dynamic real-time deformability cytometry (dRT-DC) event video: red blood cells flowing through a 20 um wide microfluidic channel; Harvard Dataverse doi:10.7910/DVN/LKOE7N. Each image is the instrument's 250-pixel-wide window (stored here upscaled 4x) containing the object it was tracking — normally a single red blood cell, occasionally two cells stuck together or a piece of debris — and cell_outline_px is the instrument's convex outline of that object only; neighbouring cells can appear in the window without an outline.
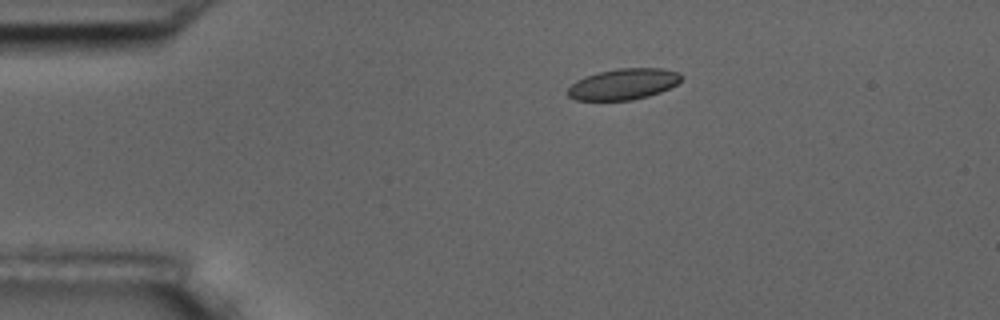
{"species": "common noctule bat (a hibernating species)", "species_latin": "Nyctalus noctula", "temperature_condition": "room temperature", "stored_images_in_passage": 15, "camera_frame_rate_fps": 3000, "um_per_image_px": 0.085, "animal": {"sex": "male", "body_mass_g": 17.5, "forearm_length_mm": 52.3}, "frame": {"image": 1, "passage_image": 3, "time_ms": 3.0, "image_size_px": [1000, 320], "cell_outline_px": [[684, 76], [676, 84], [660, 92], [648, 96], [632, 100], [576, 100], [568, 96], [568, 88], [576, 80], [584, 76], [596, 72], [620, 68], [664, 68], [680, 72]], "centroid_in_image_um": [53.0, 7.14], "position_along_channel_um": 32.0, "area_um2": 20.63}}
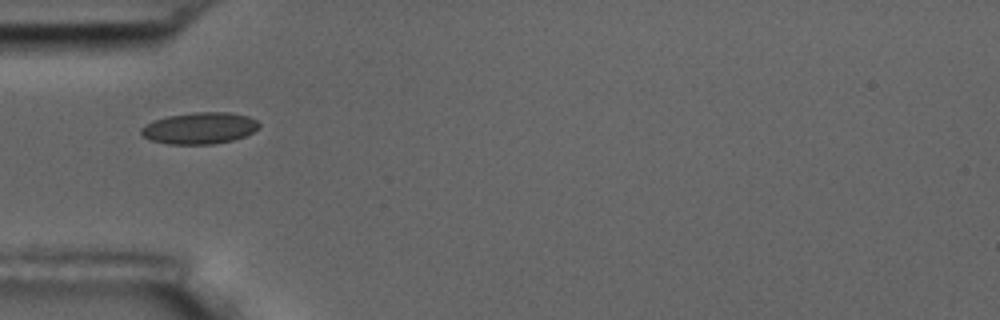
{"frame": {"image": 2, "passage_image": 5, "time_ms": 5.333, "image_size_px": [1000, 320], "cell_outline_px": [[260, 124], [252, 132], [244, 136], [232, 140], [212, 144], [168, 144], [152, 140], [144, 136], [140, 132], [140, 128], [152, 120], [168, 116], [196, 112], [228, 112], [248, 116], [256, 120]], "centroid_in_image_um": [16.94, 10.89], "position_along_channel_um": 68.1, "area_um2": 21.5}}
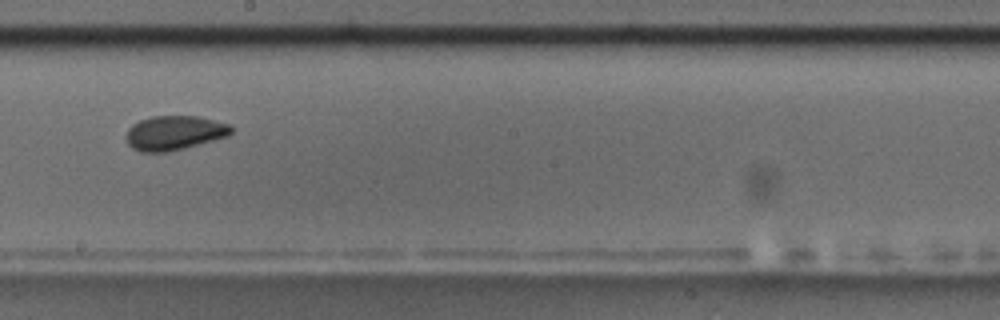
{"frame": {"image": 3, "passage_image": 9, "time_ms": 10.0, "image_size_px": [1000, 320], "cell_outline_px": [[232, 132], [228, 136], [184, 148], [168, 152], [140, 152], [132, 148], [128, 144], [124, 136], [128, 128], [132, 124], [140, 120], [152, 116], [196, 116], [228, 124], [232, 128]], "centroid_in_image_um": [14.76, 11.3], "position_along_channel_um": 233.4, "area_um2": 21.04}, "authors_computed_cell_mechanics": {"area_um2": 20.7502, "velocity_mm_per_s": 3.5521, "shape_relaxation_time_tau1_ms": 11.0496, "shape_relaxation_time_tau2_ms": 2.3755, "deformation_change_tau1": 0.1262, "deformation_change_tau2": 0.0333}}